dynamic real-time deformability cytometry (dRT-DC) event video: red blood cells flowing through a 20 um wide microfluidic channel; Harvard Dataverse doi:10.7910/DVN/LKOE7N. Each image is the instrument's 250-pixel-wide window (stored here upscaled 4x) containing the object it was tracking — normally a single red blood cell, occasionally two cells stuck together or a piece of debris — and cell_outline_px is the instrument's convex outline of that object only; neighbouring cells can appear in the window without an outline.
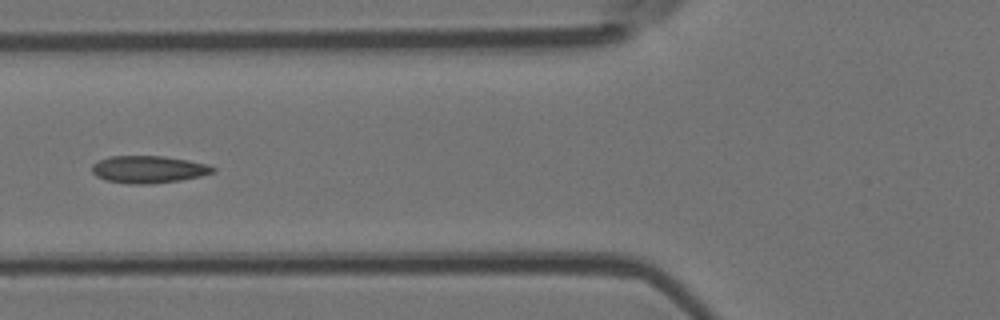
{"species": "Egyptian fruit bat (a non-hibernating species)", "species_latin": "Rousettus aegyptiacus", "temperature_condition": "room temperature", "stored_images_in_passage": 7, "camera_frame_rate_fps": 3000, "um_per_image_px": 0.085, "animal": {"sex": "female"}, "frame": {"image": 1, "passage_image": 6, "time_ms": 6.0, "image_size_px": [1000, 320], "cell_outline_px": [[216, 172], [200, 176], [180, 180], [152, 184], [128, 184], [108, 180], [96, 176], [92, 172], [92, 164], [108, 156], [164, 156], [188, 160], [208, 164], [216, 168]], "centroid_in_image_um": [12.64, 14.39], "position_along_channel_um": 113.2, "area_um2": 19.31}}
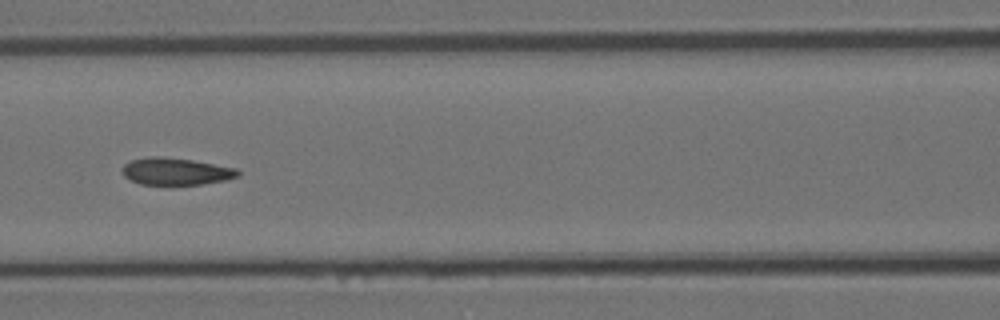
{"frame": {"image": 2, "passage_image": 7, "time_ms": 7.0, "image_size_px": [1000, 320], "cell_outline_px": [[240, 176], [224, 180], [204, 184], [140, 184], [124, 176], [120, 168], [124, 164], [132, 160], [152, 156], [160, 156], [192, 160], [236, 168], [240, 172]], "centroid_in_image_um": [14.94, 14.56], "position_along_channel_um": 151.7, "area_um2": 18.15}}